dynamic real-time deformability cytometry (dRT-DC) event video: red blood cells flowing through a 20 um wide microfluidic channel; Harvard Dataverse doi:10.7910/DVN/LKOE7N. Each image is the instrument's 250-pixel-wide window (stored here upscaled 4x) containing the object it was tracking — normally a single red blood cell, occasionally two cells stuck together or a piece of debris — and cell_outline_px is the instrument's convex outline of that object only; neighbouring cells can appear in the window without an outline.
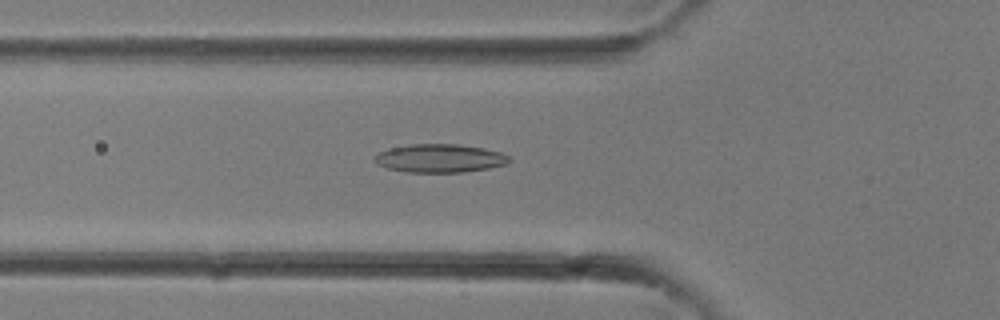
{"species": "common noctule bat (a hibernating species)", "species_latin": "Nyctalus noctula", "temperature_condition": "room temperature", "stored_images_in_passage": 30, "camera_frame_rate_fps": 3000, "um_per_image_px": 0.085, "animal": {"sex": "female"}, "frame": {"image": 1, "passage_image": 9, "time_ms": 2.667, "image_size_px": [1000, 320], "cell_outline_px": [[508, 160], [504, 164], [488, 168], [464, 172], [404, 172], [388, 168], [376, 164], [376, 156], [380, 152], [392, 148], [412, 144], [456, 144], [484, 148], [500, 152], [508, 156]], "centroid_in_image_um": [37.37, 13.46], "position_along_channel_um": 88.4, "area_um2": 21.85}}
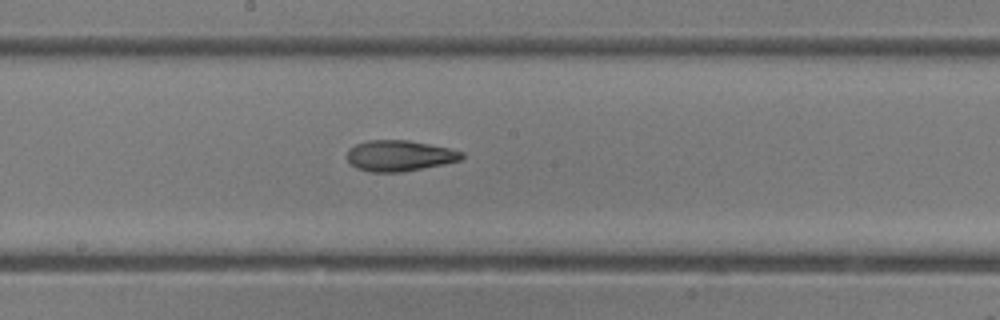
{"frame": {"image": 2, "passage_image": 15, "time_ms": 4.667, "image_size_px": [1000, 320], "cell_outline_px": [[464, 156], [460, 160], [444, 164], [404, 172], [368, 172], [356, 168], [348, 160], [348, 148], [356, 144], [368, 140], [408, 140], [448, 148], [464, 152]], "centroid_in_image_um": [33.95, 13.24], "position_along_channel_um": 214.3, "area_um2": 20.63}}
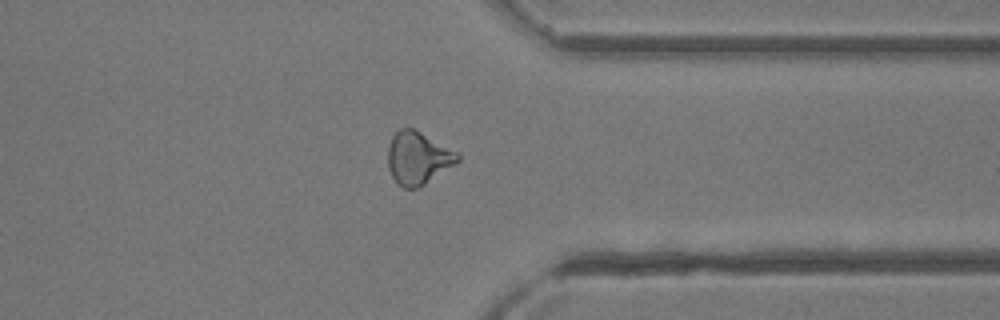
{"frame": {"image": 3, "passage_image": 23, "time_ms": 7.333, "image_size_px": [1000, 320], "cell_outline_px": [[460, 160], [456, 164], [424, 184], [416, 188], [404, 188], [396, 184], [388, 168], [388, 148], [392, 136], [400, 128], [412, 128], [420, 132], [456, 152], [460, 156]], "centroid_in_image_um": [35.5, 13.45], "position_along_channel_um": 375.9, "area_um2": 21.15}}